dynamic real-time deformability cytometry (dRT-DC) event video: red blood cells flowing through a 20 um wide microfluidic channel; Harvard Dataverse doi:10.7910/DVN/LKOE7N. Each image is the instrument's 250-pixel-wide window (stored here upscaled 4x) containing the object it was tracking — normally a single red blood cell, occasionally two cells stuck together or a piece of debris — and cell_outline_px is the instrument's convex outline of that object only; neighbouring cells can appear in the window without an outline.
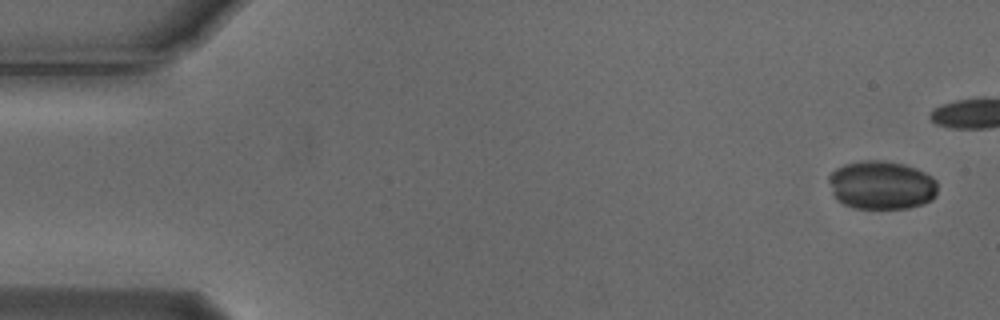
{"species": "Egyptian fruit bat (a non-hibernating species)", "species_latin": "Rousettus aegyptiacus", "temperature_condition": "cold", "stored_images_in_passage": 6, "camera_frame_rate_fps": 3000, "um_per_image_px": 0.085, "animal": {"sex": "male"}, "frame": {"image": 1, "passage_image": 1, "time_ms": 0.0, "image_size_px": [1000, 320], "cell_outline_px": [[936, 196], [932, 200], [924, 204], [908, 208], [856, 208], [844, 204], [836, 200], [832, 192], [828, 180], [828, 176], [836, 168], [844, 164], [864, 160], [880, 160], [904, 164], [916, 168], [932, 176], [936, 180]], "centroid_in_image_um": [74.92, 15.73], "position_along_channel_um": 10.1, "area_um2": 30.98}}
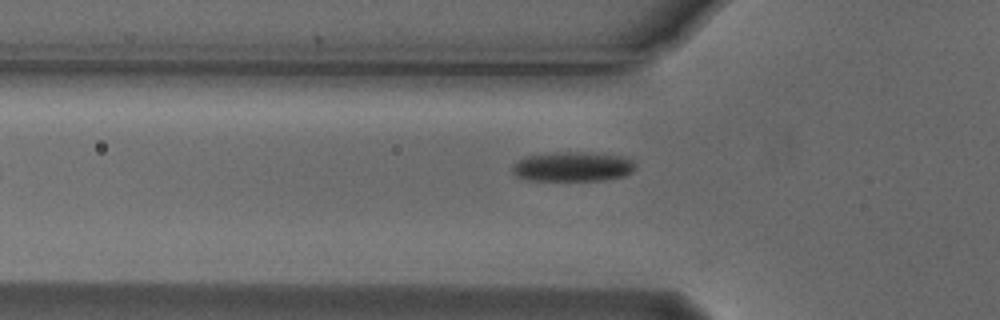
{"frame": {"image": 2, "passage_image": 6, "time_ms": 1.667, "image_size_px": [1000, 320], "cell_outline_px": [[636, 168], [632, 172], [624, 176], [604, 180], [528, 180], [516, 176], [512, 172], [512, 164], [528, 156], [556, 152], [584, 152], [620, 156], [632, 160], [636, 164]], "centroid_in_image_um": [48.69, 14.17], "position_along_channel_um": 77.1, "area_um2": 21.15}}